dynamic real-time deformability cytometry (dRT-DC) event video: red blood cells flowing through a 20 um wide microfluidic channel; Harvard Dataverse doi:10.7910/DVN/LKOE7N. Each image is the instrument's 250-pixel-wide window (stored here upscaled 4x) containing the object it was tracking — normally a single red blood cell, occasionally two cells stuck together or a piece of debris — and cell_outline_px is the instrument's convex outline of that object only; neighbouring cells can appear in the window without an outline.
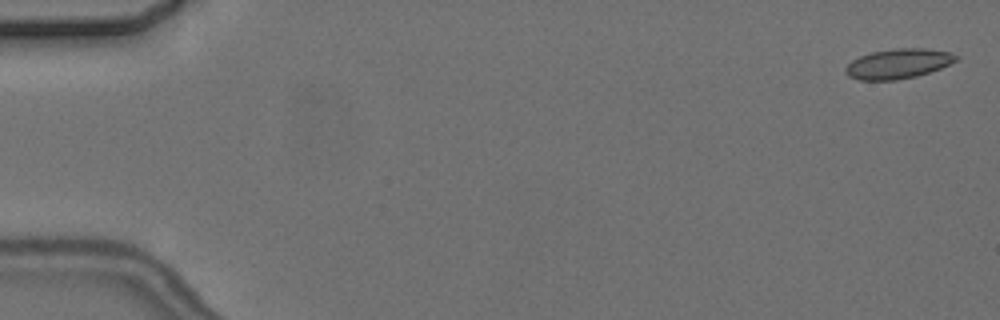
{"species": "common noctule bat (a hibernating species)", "species_latin": "Nyctalus noctula", "temperature_condition": "cold", "stored_images_in_passage": 7, "camera_frame_rate_fps": 3000, "um_per_image_px": 0.085, "animal": {"sex": "female", "body_mass_g": 24.6, "forearm_length_mm": 56.2}, "frame": {"image": 1, "passage_image": 1, "time_ms": 0.0, "image_size_px": [1000, 320], "cell_outline_px": [[960, 56], [956, 60], [940, 68], [916, 76], [896, 80], [860, 80], [848, 76], [844, 72], [844, 68], [852, 60], [860, 56], [872, 52], [892, 48], [924, 48], [948, 52]], "centroid_in_image_um": [76.3, 5.41], "position_along_channel_um": 8.7, "area_um2": 19.13}}
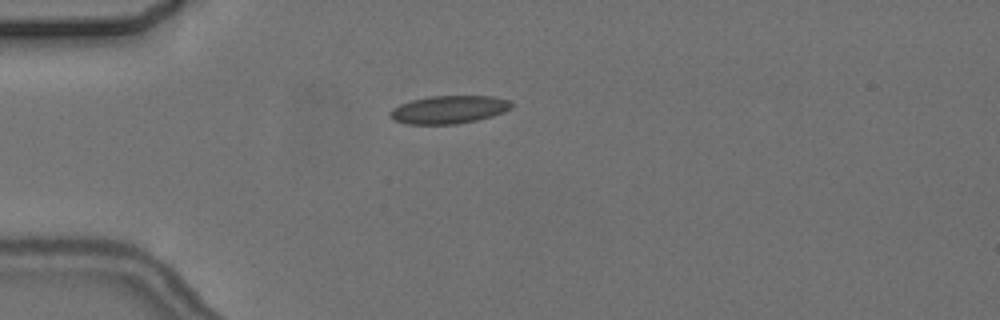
{"frame": {"image": 2, "passage_image": 5, "time_ms": 4.667, "image_size_px": [1000, 320], "cell_outline_px": [[516, 104], [512, 108], [504, 112], [492, 116], [476, 120], [456, 124], [404, 124], [392, 120], [388, 116], [388, 112], [392, 108], [400, 104], [412, 100], [432, 96], [492, 96], [512, 100]], "centroid_in_image_um": [38.17, 9.31], "position_along_channel_um": 46.8, "area_um2": 20.11}}
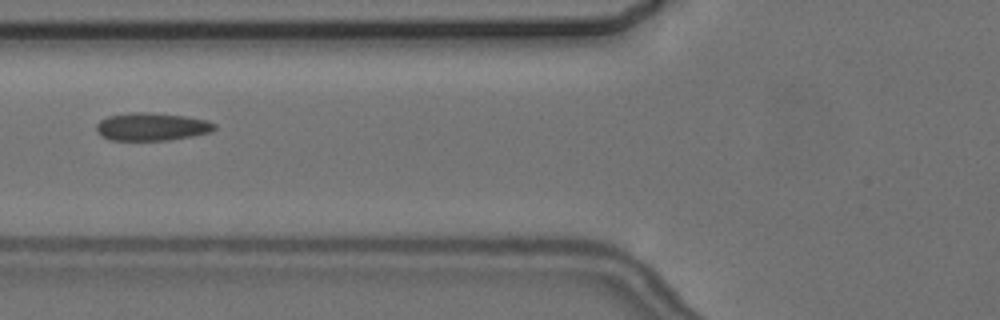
{"frame": {"image": 3, "passage_image": 7, "time_ms": 7.0, "image_size_px": [1000, 320], "cell_outline_px": [[216, 128], [212, 132], [192, 136], [168, 140], [108, 140], [100, 136], [96, 132], [96, 124], [100, 120], [108, 116], [132, 112], [148, 112], [184, 116], [208, 120], [216, 124]], "centroid_in_image_um": [12.88, 10.77], "position_along_channel_um": 112.9, "area_um2": 19.36}}